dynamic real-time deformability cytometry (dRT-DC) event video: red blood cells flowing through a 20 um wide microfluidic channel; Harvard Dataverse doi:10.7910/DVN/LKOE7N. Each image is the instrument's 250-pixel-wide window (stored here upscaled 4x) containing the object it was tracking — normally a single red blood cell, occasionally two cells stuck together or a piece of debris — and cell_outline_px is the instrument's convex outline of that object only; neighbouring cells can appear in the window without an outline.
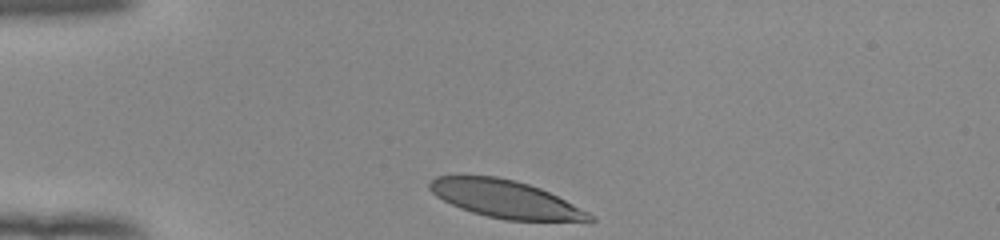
{"species": "human", "species_latin": "Homo sapiens", "temperature_condition": "room temperature", "stored_images_in_passage": 32, "camera_frame_rate_fps": 3000, "um_per_image_px": 0.085, "donor": {"sex": "female"}, "frame": {"image": 1, "passage_image": 1, "time_ms": 0.0, "image_size_px": [1000, 240], "cell_outline_px": [[596, 220], [592, 224], [504, 220], [472, 212], [460, 208], [436, 196], [428, 188], [428, 184], [436, 176], [460, 172], [496, 176], [516, 180], [540, 188], [596, 216]], "centroid_in_image_um": [43.01, 16.93], "position_along_channel_um": 42.0, "area_um2": 36.65}}
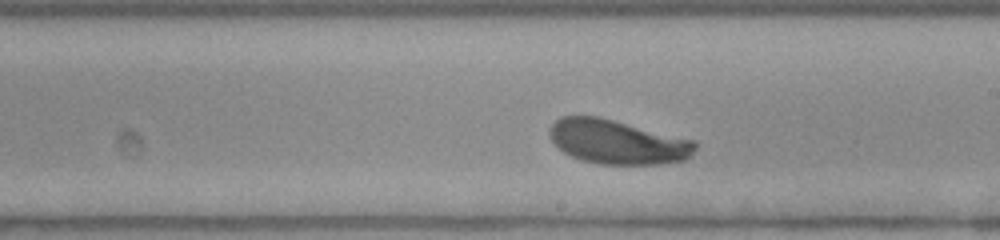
{"frame": {"image": 2, "passage_image": 19, "time_ms": 6.0, "image_size_px": [1000, 240], "cell_outline_px": [[696, 148], [692, 156], [688, 160], [660, 164], [600, 164], [580, 160], [564, 152], [552, 140], [548, 132], [548, 128], [560, 116], [600, 116], [696, 140]], "centroid_in_image_um": [52.52, 12.05], "position_along_channel_um": 236.5, "area_um2": 37.97}}
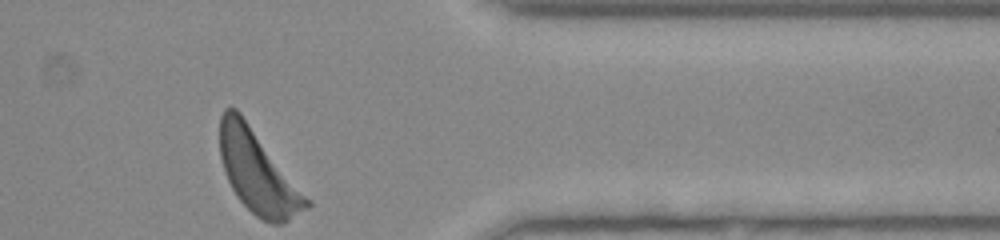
{"frame": {"image": 3, "passage_image": 32, "time_ms": 10.333, "image_size_px": [1000, 240], "cell_outline_px": [[312, 204], [308, 208], [288, 220], [280, 224], [272, 224], [256, 216], [236, 196], [224, 172], [220, 156], [220, 116], [224, 108], [236, 108], [240, 112], [312, 200]], "centroid_in_image_um": [21.94, 14.63], "position_along_channel_um": 389.5, "area_um2": 41.62}, "authors_computed_cell_mechanics": {"area_um2": 38.2925, "velocity_mm_per_s": 3.8564, "shape_relaxation_time_tau1_ms": 2.1203, "shape_relaxation_time_tau2_ms": null, "deformation_change_tau1": 0.149, "deformation_change_tau2": null}}